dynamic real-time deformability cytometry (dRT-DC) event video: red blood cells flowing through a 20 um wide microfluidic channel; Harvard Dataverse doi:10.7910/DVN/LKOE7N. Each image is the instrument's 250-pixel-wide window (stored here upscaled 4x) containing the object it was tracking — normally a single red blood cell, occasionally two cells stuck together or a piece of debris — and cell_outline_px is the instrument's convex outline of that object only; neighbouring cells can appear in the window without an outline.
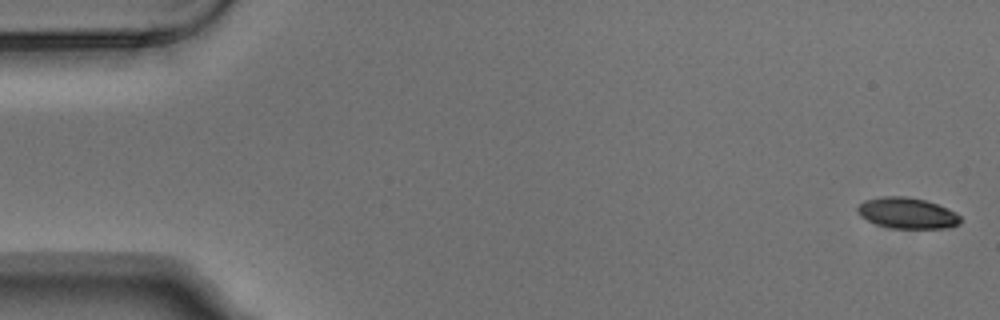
{"species": "Egyptian fruit bat (a non-hibernating species)", "species_latin": "Rousettus aegyptiacus", "temperature_condition": "warm", "stored_images_in_passage": 5, "segment_of_instrument_passage": [1, 2], "camera_frame_rate_fps": 3000, "um_per_image_px": 0.085, "animal": {"sex": "male"}, "frame": {"image": 1, "passage_image": 1, "time_ms": 0.0, "image_size_px": [1000, 320], "cell_outline_px": [[960, 224], [948, 228], [888, 228], [876, 224], [860, 216], [856, 212], [856, 208], [864, 200], [880, 196], [908, 196], [924, 200], [948, 208], [956, 212], [960, 216]], "centroid_in_image_um": [77.09, 18.11], "position_along_channel_um": 7.9, "area_um2": 18.73}}